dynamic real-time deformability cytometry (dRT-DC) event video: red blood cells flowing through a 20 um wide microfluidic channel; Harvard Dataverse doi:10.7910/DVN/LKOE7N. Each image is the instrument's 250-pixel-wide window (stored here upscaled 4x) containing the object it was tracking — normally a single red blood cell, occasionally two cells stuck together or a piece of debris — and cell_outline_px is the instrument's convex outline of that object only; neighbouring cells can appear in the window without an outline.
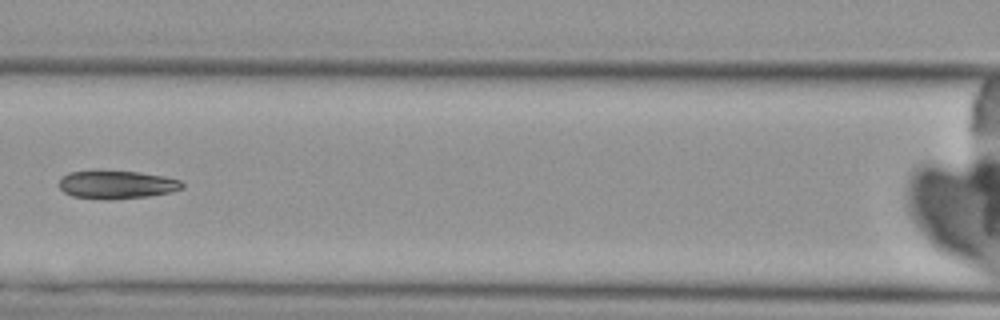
{"species": "Egyptian fruit bat (a non-hibernating species)", "species_latin": "Rousettus aegyptiacus", "temperature_condition": "cold", "stored_images_in_passage": 5, "camera_frame_rate_fps": 3000, "um_per_image_px": 0.085, "animal": {"sex": "female"}, "frame": {"image": 1, "passage_image": 5, "time_ms": 4.667, "image_size_px": [1000, 320], "cell_outline_px": [[184, 188], [168, 192], [148, 196], [112, 200], [108, 200], [72, 196], [64, 192], [60, 188], [60, 176], [68, 172], [140, 172], [164, 176], [180, 180], [184, 184]], "centroid_in_image_um": [9.93, 15.71], "position_along_channel_um": 156.7, "area_um2": 19.94}}